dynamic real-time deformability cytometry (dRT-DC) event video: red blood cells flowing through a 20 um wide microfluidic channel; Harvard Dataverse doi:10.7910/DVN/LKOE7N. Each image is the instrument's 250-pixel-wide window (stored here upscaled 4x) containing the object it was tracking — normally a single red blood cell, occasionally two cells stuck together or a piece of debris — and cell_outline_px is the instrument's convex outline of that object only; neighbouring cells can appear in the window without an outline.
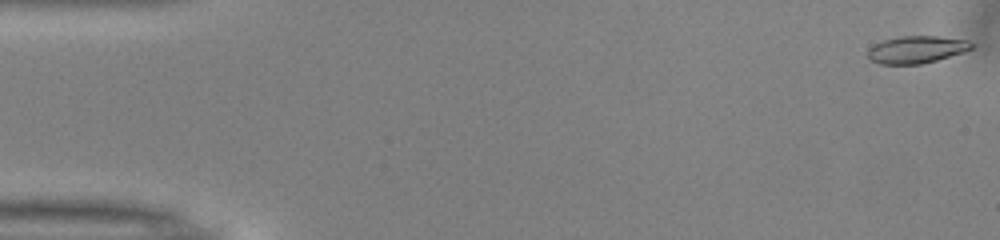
{"species": "common noctule bat (a hibernating species)", "species_latin": "Nyctalus noctula", "temperature_condition": "warm", "stored_images_in_passage": 42, "camera_frame_rate_fps": 3000, "um_per_image_px": 0.085, "animal": {"sex": "male", "body_mass_g": 13.0, "forearm_length_mm": 53.1}, "frame": {"image": 1, "passage_image": 1, "time_ms": 0.0, "image_size_px": [1000, 240], "cell_outline_px": [[976, 44], [972, 48], [964, 52], [936, 60], [920, 64], [880, 64], [872, 60], [868, 56], [868, 48], [884, 40], [900, 36], [936, 36], [968, 40]], "centroid_in_image_um": [77.94, 4.21], "position_along_channel_um": 7.1, "area_um2": 16.42}}
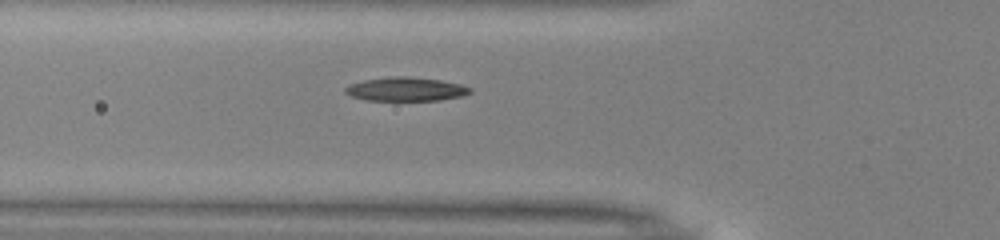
{"frame": {"image": 2, "passage_image": 18, "time_ms": 5.667, "image_size_px": [1000, 240], "cell_outline_px": [[472, 92], [460, 96], [440, 100], [364, 100], [352, 96], [344, 92], [344, 88], [348, 84], [364, 80], [388, 76], [408, 76], [440, 80], [460, 84], [472, 88]], "centroid_in_image_um": [34.46, 7.57], "position_along_channel_um": 91.3, "area_um2": 17.34}}
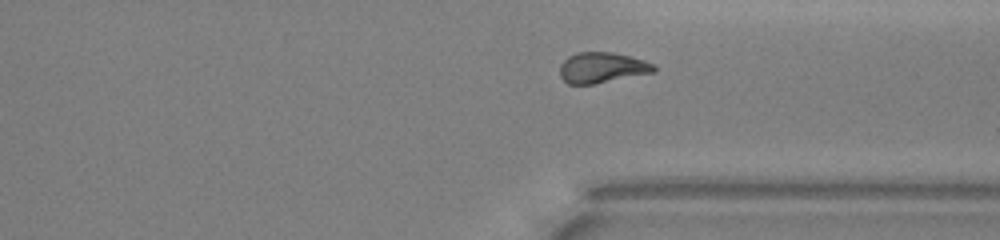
{"frame": {"image": 3, "passage_image": 38, "time_ms": 12.333, "image_size_px": [1000, 240], "cell_outline_px": [[656, 72], [596, 84], [568, 84], [560, 76], [560, 64], [568, 56], [576, 52], [612, 52], [644, 60], [656, 64]], "centroid_in_image_um": [51.19, 5.75], "position_along_channel_um": 360.2, "area_um2": 16.99}, "authors_computed_cell_mechanics": {"area_um2": 16.9643, "velocity_mm_per_s": 4.0312, "shape_relaxation_time_tau1_ms": 9.7364, "shape_relaxation_time_tau2_ms": 4.7004, "deformation_change_tau1": 0.2548, "deformation_change_tau2": 0.1201}}